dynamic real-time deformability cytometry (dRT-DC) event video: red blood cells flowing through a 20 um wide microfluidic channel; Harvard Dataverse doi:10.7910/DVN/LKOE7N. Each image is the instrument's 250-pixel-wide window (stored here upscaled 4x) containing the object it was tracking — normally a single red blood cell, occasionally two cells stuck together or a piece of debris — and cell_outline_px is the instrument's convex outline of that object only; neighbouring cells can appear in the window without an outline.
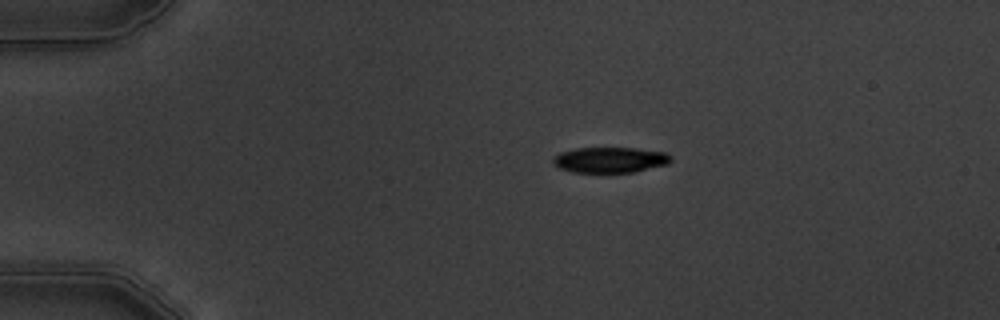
{"species": "common noctule bat (a hibernating species)", "species_latin": "Nyctalus noctula", "temperature_condition": "warm", "stored_images_in_passage": 9, "camera_frame_rate_fps": 3000, "um_per_image_px": 0.085, "animal": {"sex": "male", "body_mass_g": 19.5, "forearm_length_mm": 54.6}, "frame": {"image": 1, "passage_image": 1, "time_ms": 0.0, "image_size_px": [1000, 320], "cell_outline_px": [[672, 160], [668, 164], [632, 172], [572, 172], [560, 168], [552, 160], [560, 152], [576, 148], [636, 148], [664, 152], [672, 156]], "centroid_in_image_um": [51.88, 13.58], "position_along_channel_um": 33.1, "area_um2": 17.4}}
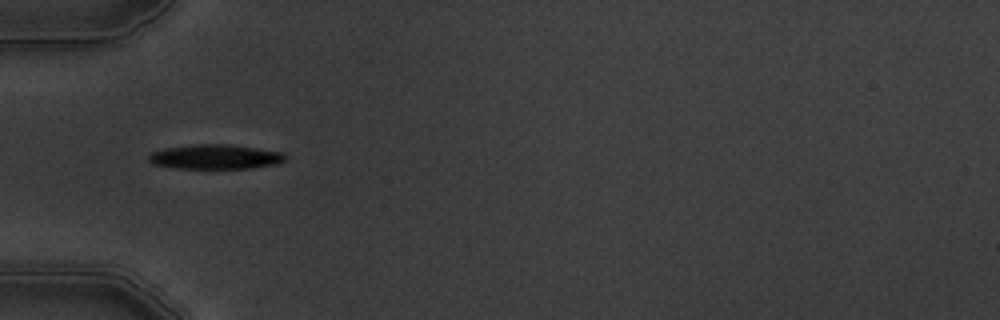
{"frame": {"image": 2, "passage_image": 3, "time_ms": 2.333, "image_size_px": [1000, 320], "cell_outline_px": [[288, 156], [284, 160], [276, 164], [252, 168], [176, 168], [152, 164], [148, 160], [148, 152], [164, 148], [196, 144], [228, 144], [284, 152]], "centroid_in_image_um": [18.27, 13.32], "position_along_channel_um": 66.7, "area_um2": 19.71}}